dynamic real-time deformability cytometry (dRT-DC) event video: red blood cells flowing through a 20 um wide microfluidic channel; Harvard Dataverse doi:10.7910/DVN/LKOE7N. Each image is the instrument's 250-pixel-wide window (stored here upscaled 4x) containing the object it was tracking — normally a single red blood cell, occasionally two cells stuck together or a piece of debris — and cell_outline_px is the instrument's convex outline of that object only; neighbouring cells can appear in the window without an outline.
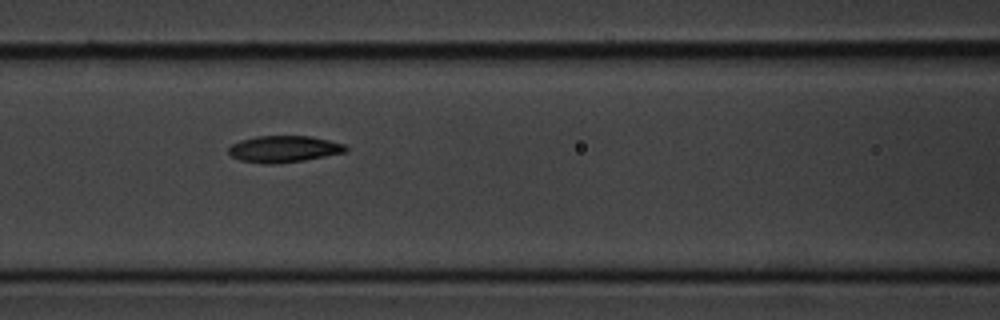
{"species": "common noctule bat (a hibernating species)", "species_latin": "Nyctalus noctula", "temperature_condition": "cold", "stored_images_in_passage": 7, "camera_frame_rate_fps": 3000, "um_per_image_px": 0.085, "animal": {"sex": "male", "body_mass_g": 20.1, "forearm_length_mm": 53.5}, "frame": {"image": 1, "passage_image": 6, "time_ms": 6.667, "image_size_px": [1000, 320], "cell_outline_px": [[348, 152], [304, 160], [276, 164], [264, 164], [240, 160], [232, 156], [228, 152], [228, 148], [232, 144], [240, 140], [256, 136], [312, 136], [344, 144], [348, 148]], "centroid_in_image_um": [24.14, 12.67], "position_along_channel_um": 142.5, "area_um2": 18.26}}
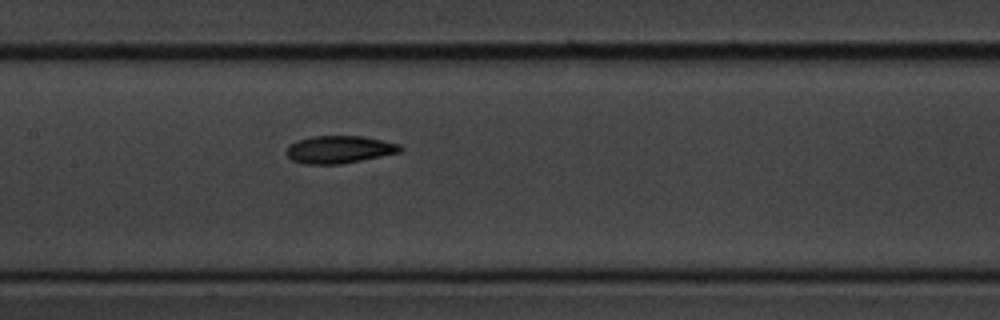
{"frame": {"image": 2, "passage_image": 7, "time_ms": 7.667, "image_size_px": [1000, 320], "cell_outline_px": [[404, 148], [400, 152], [340, 164], [304, 164], [292, 160], [284, 152], [288, 144], [296, 140], [312, 136], [364, 136], [400, 144]], "centroid_in_image_um": [28.79, 12.7], "position_along_channel_um": 178.6, "area_um2": 18.38}}